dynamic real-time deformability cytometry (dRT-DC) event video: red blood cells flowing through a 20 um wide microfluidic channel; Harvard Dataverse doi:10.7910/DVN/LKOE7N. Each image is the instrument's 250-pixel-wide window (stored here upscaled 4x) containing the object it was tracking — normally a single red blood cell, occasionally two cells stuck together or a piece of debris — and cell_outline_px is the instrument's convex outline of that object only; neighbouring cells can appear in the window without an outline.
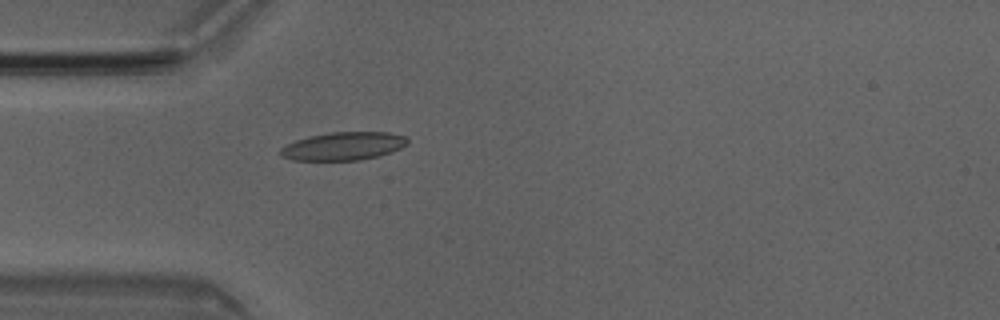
{"species": "Egyptian fruit bat (a non-hibernating species)", "species_latin": "Rousettus aegyptiacus", "temperature_condition": "room temperature", "stored_images_in_passage": 1, "camera_frame_rate_fps": 3000, "um_per_image_px": 0.085, "animal": {"sex": "male"}, "frame": {"image": 1, "passage_image": 1, "time_ms": 0.0, "image_size_px": [1000, 320], "cell_outline_px": [[408, 144], [392, 152], [360, 160], [292, 160], [280, 156], [280, 148], [296, 140], [312, 136], [332, 132], [388, 132], [404, 136], [408, 140]], "centroid_in_image_um": [29.19, 12.42], "position_along_channel_um": 55.8, "area_um2": 20.63}}